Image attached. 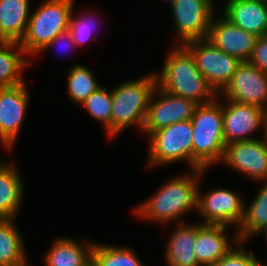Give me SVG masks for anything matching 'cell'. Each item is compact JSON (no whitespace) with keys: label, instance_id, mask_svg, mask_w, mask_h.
Wrapping results in <instances>:
<instances>
[{"label":"cell","instance_id":"ba28073f","mask_svg":"<svg viewBox=\"0 0 267 266\" xmlns=\"http://www.w3.org/2000/svg\"><path fill=\"white\" fill-rule=\"evenodd\" d=\"M220 91L228 100L254 105L267 112V74L248 61L238 66L230 82Z\"/></svg>","mask_w":267,"mask_h":266},{"label":"cell","instance_id":"603a6c76","mask_svg":"<svg viewBox=\"0 0 267 266\" xmlns=\"http://www.w3.org/2000/svg\"><path fill=\"white\" fill-rule=\"evenodd\" d=\"M267 182V181H266ZM240 232L234 241L243 242L252 234L262 232L267 227V183L262 187L240 224Z\"/></svg>","mask_w":267,"mask_h":266},{"label":"cell","instance_id":"2e32d148","mask_svg":"<svg viewBox=\"0 0 267 266\" xmlns=\"http://www.w3.org/2000/svg\"><path fill=\"white\" fill-rule=\"evenodd\" d=\"M224 13L231 23L257 37L267 34L265 0H228Z\"/></svg>","mask_w":267,"mask_h":266},{"label":"cell","instance_id":"d6986e66","mask_svg":"<svg viewBox=\"0 0 267 266\" xmlns=\"http://www.w3.org/2000/svg\"><path fill=\"white\" fill-rule=\"evenodd\" d=\"M169 240L167 260L170 266H200L195 253L196 226L182 223ZM182 225V226H181Z\"/></svg>","mask_w":267,"mask_h":266},{"label":"cell","instance_id":"836d02e7","mask_svg":"<svg viewBox=\"0 0 267 266\" xmlns=\"http://www.w3.org/2000/svg\"><path fill=\"white\" fill-rule=\"evenodd\" d=\"M85 266H97L93 260H91L90 262H88Z\"/></svg>","mask_w":267,"mask_h":266},{"label":"cell","instance_id":"1f68e13d","mask_svg":"<svg viewBox=\"0 0 267 266\" xmlns=\"http://www.w3.org/2000/svg\"><path fill=\"white\" fill-rule=\"evenodd\" d=\"M26 263H16V264H1L0 266H26Z\"/></svg>","mask_w":267,"mask_h":266},{"label":"cell","instance_id":"f546056e","mask_svg":"<svg viewBox=\"0 0 267 266\" xmlns=\"http://www.w3.org/2000/svg\"><path fill=\"white\" fill-rule=\"evenodd\" d=\"M72 13L69 17V27L68 30L71 33V36L74 40V44H82L86 40H88L91 37V28L89 26V20L86 19H80V20H73ZM86 20V21H85Z\"/></svg>","mask_w":267,"mask_h":266},{"label":"cell","instance_id":"4dcf8cb0","mask_svg":"<svg viewBox=\"0 0 267 266\" xmlns=\"http://www.w3.org/2000/svg\"><path fill=\"white\" fill-rule=\"evenodd\" d=\"M64 40V39H67V40H69L68 42H70V43H74V40H73V38H72V36H71V33H70V31L69 30H66V31H64V32H61V33H59V34H57L56 35V37L52 40V41H50L48 44H46L41 50H40V52L44 49V48H46V47H49V46H51V45H54L58 40L60 41V40ZM67 42V41H66ZM68 45V44H67Z\"/></svg>","mask_w":267,"mask_h":266},{"label":"cell","instance_id":"ac0fdd59","mask_svg":"<svg viewBox=\"0 0 267 266\" xmlns=\"http://www.w3.org/2000/svg\"><path fill=\"white\" fill-rule=\"evenodd\" d=\"M29 0H0V41L20 42L29 16Z\"/></svg>","mask_w":267,"mask_h":266},{"label":"cell","instance_id":"d4e9b609","mask_svg":"<svg viewBox=\"0 0 267 266\" xmlns=\"http://www.w3.org/2000/svg\"><path fill=\"white\" fill-rule=\"evenodd\" d=\"M92 260L97 266H143L129 249L94 244Z\"/></svg>","mask_w":267,"mask_h":266},{"label":"cell","instance_id":"8fae6325","mask_svg":"<svg viewBox=\"0 0 267 266\" xmlns=\"http://www.w3.org/2000/svg\"><path fill=\"white\" fill-rule=\"evenodd\" d=\"M257 36L231 23L227 18L212 21L206 39L219 50L247 62L254 50Z\"/></svg>","mask_w":267,"mask_h":266},{"label":"cell","instance_id":"277c9868","mask_svg":"<svg viewBox=\"0 0 267 266\" xmlns=\"http://www.w3.org/2000/svg\"><path fill=\"white\" fill-rule=\"evenodd\" d=\"M73 0H48L33 13L19 42L26 53L39 52L57 34L68 30Z\"/></svg>","mask_w":267,"mask_h":266},{"label":"cell","instance_id":"8992f818","mask_svg":"<svg viewBox=\"0 0 267 266\" xmlns=\"http://www.w3.org/2000/svg\"><path fill=\"white\" fill-rule=\"evenodd\" d=\"M205 42V43H204ZM192 54L196 66L214 89H224L242 63L236 57L219 50L207 39L191 40L184 45Z\"/></svg>","mask_w":267,"mask_h":266},{"label":"cell","instance_id":"3957f363","mask_svg":"<svg viewBox=\"0 0 267 266\" xmlns=\"http://www.w3.org/2000/svg\"><path fill=\"white\" fill-rule=\"evenodd\" d=\"M157 75L129 81L112 90L111 136L128 125L143 128L149 103L157 88Z\"/></svg>","mask_w":267,"mask_h":266},{"label":"cell","instance_id":"83f0119b","mask_svg":"<svg viewBox=\"0 0 267 266\" xmlns=\"http://www.w3.org/2000/svg\"><path fill=\"white\" fill-rule=\"evenodd\" d=\"M212 266H264L253 254H247L243 250L231 249L223 258Z\"/></svg>","mask_w":267,"mask_h":266},{"label":"cell","instance_id":"52a82bcc","mask_svg":"<svg viewBox=\"0 0 267 266\" xmlns=\"http://www.w3.org/2000/svg\"><path fill=\"white\" fill-rule=\"evenodd\" d=\"M192 132L190 120L153 132L150 135V164L172 163L185 158L192 166Z\"/></svg>","mask_w":267,"mask_h":266},{"label":"cell","instance_id":"6da1fadb","mask_svg":"<svg viewBox=\"0 0 267 266\" xmlns=\"http://www.w3.org/2000/svg\"><path fill=\"white\" fill-rule=\"evenodd\" d=\"M216 99L197 105L190 119L193 129L192 167L197 174L224 155L223 106L218 105Z\"/></svg>","mask_w":267,"mask_h":266},{"label":"cell","instance_id":"4fadbf2b","mask_svg":"<svg viewBox=\"0 0 267 266\" xmlns=\"http://www.w3.org/2000/svg\"><path fill=\"white\" fill-rule=\"evenodd\" d=\"M206 216L203 224L228 225L241 224L245 207L237 194L232 191L219 189L201 197L197 193V207Z\"/></svg>","mask_w":267,"mask_h":266},{"label":"cell","instance_id":"f1b7e54d","mask_svg":"<svg viewBox=\"0 0 267 266\" xmlns=\"http://www.w3.org/2000/svg\"><path fill=\"white\" fill-rule=\"evenodd\" d=\"M248 62L267 74V34L257 38Z\"/></svg>","mask_w":267,"mask_h":266},{"label":"cell","instance_id":"30bf717a","mask_svg":"<svg viewBox=\"0 0 267 266\" xmlns=\"http://www.w3.org/2000/svg\"><path fill=\"white\" fill-rule=\"evenodd\" d=\"M157 91L160 92L159 96H164V98L151 102L148 106L142 128L148 132V135L176 122L190 120L198 105L193 100L171 94L162 89Z\"/></svg>","mask_w":267,"mask_h":266},{"label":"cell","instance_id":"7a4b0ae2","mask_svg":"<svg viewBox=\"0 0 267 266\" xmlns=\"http://www.w3.org/2000/svg\"><path fill=\"white\" fill-rule=\"evenodd\" d=\"M180 48L172 50L167 58L162 74L159 80L157 79V82L160 81L159 88L193 100L198 105L212 102L215 96L214 89L197 68L190 51L185 46ZM203 97H206V101L201 102L200 99Z\"/></svg>","mask_w":267,"mask_h":266},{"label":"cell","instance_id":"7c38bea8","mask_svg":"<svg viewBox=\"0 0 267 266\" xmlns=\"http://www.w3.org/2000/svg\"><path fill=\"white\" fill-rule=\"evenodd\" d=\"M222 160L255 179H267V139L234 141L225 146ZM265 177V178H264Z\"/></svg>","mask_w":267,"mask_h":266},{"label":"cell","instance_id":"9a60e30c","mask_svg":"<svg viewBox=\"0 0 267 266\" xmlns=\"http://www.w3.org/2000/svg\"><path fill=\"white\" fill-rule=\"evenodd\" d=\"M24 83L11 87H0V138L11 147L23 121L27 100Z\"/></svg>","mask_w":267,"mask_h":266},{"label":"cell","instance_id":"7402d4cb","mask_svg":"<svg viewBox=\"0 0 267 266\" xmlns=\"http://www.w3.org/2000/svg\"><path fill=\"white\" fill-rule=\"evenodd\" d=\"M14 48L18 52L14 53ZM20 54L24 55L26 52L18 42L0 41V87H11L24 83L19 71L23 69L24 65H27V62Z\"/></svg>","mask_w":267,"mask_h":266},{"label":"cell","instance_id":"cb8c5ba5","mask_svg":"<svg viewBox=\"0 0 267 266\" xmlns=\"http://www.w3.org/2000/svg\"><path fill=\"white\" fill-rule=\"evenodd\" d=\"M12 219H0V265L26 263L22 238Z\"/></svg>","mask_w":267,"mask_h":266},{"label":"cell","instance_id":"484cf974","mask_svg":"<svg viewBox=\"0 0 267 266\" xmlns=\"http://www.w3.org/2000/svg\"><path fill=\"white\" fill-rule=\"evenodd\" d=\"M100 86L97 85L93 74L82 65L73 67L68 77V91L71 98L81 103Z\"/></svg>","mask_w":267,"mask_h":266},{"label":"cell","instance_id":"4316f807","mask_svg":"<svg viewBox=\"0 0 267 266\" xmlns=\"http://www.w3.org/2000/svg\"><path fill=\"white\" fill-rule=\"evenodd\" d=\"M81 104H84L90 115L105 124L111 136L112 93L107 92L106 88L99 87Z\"/></svg>","mask_w":267,"mask_h":266},{"label":"cell","instance_id":"d6a6232c","mask_svg":"<svg viewBox=\"0 0 267 266\" xmlns=\"http://www.w3.org/2000/svg\"><path fill=\"white\" fill-rule=\"evenodd\" d=\"M264 132H265V139H267V112H266V125H265V129H264Z\"/></svg>","mask_w":267,"mask_h":266},{"label":"cell","instance_id":"44dd1931","mask_svg":"<svg viewBox=\"0 0 267 266\" xmlns=\"http://www.w3.org/2000/svg\"><path fill=\"white\" fill-rule=\"evenodd\" d=\"M94 244L87 243L85 249L70 239H59L46 256L48 266H85L92 260ZM86 250V251H85Z\"/></svg>","mask_w":267,"mask_h":266},{"label":"cell","instance_id":"e575fe53","mask_svg":"<svg viewBox=\"0 0 267 266\" xmlns=\"http://www.w3.org/2000/svg\"><path fill=\"white\" fill-rule=\"evenodd\" d=\"M266 230V231H265ZM262 231H265L266 232V236H267V227L266 228H264Z\"/></svg>","mask_w":267,"mask_h":266},{"label":"cell","instance_id":"e0dca14e","mask_svg":"<svg viewBox=\"0 0 267 266\" xmlns=\"http://www.w3.org/2000/svg\"><path fill=\"white\" fill-rule=\"evenodd\" d=\"M225 225L200 224L196 226L194 253L201 266H212L231 249L223 231Z\"/></svg>","mask_w":267,"mask_h":266},{"label":"cell","instance_id":"5bb4252c","mask_svg":"<svg viewBox=\"0 0 267 266\" xmlns=\"http://www.w3.org/2000/svg\"><path fill=\"white\" fill-rule=\"evenodd\" d=\"M228 102L230 106L223 107V135L226 145L234 141L252 140L251 137H247L250 132L259 128L260 125L265 128V110L232 100Z\"/></svg>","mask_w":267,"mask_h":266},{"label":"cell","instance_id":"9c48e42d","mask_svg":"<svg viewBox=\"0 0 267 266\" xmlns=\"http://www.w3.org/2000/svg\"><path fill=\"white\" fill-rule=\"evenodd\" d=\"M212 0H175L172 5L176 29L182 42L206 39L212 19Z\"/></svg>","mask_w":267,"mask_h":266},{"label":"cell","instance_id":"5b68a950","mask_svg":"<svg viewBox=\"0 0 267 266\" xmlns=\"http://www.w3.org/2000/svg\"><path fill=\"white\" fill-rule=\"evenodd\" d=\"M194 178L178 177L171 180L136 212L149 219L168 222L178 218L192 207H197L198 185Z\"/></svg>","mask_w":267,"mask_h":266},{"label":"cell","instance_id":"ffe728a7","mask_svg":"<svg viewBox=\"0 0 267 266\" xmlns=\"http://www.w3.org/2000/svg\"><path fill=\"white\" fill-rule=\"evenodd\" d=\"M0 163V219H13L22 198V182L13 166Z\"/></svg>","mask_w":267,"mask_h":266}]
</instances>
